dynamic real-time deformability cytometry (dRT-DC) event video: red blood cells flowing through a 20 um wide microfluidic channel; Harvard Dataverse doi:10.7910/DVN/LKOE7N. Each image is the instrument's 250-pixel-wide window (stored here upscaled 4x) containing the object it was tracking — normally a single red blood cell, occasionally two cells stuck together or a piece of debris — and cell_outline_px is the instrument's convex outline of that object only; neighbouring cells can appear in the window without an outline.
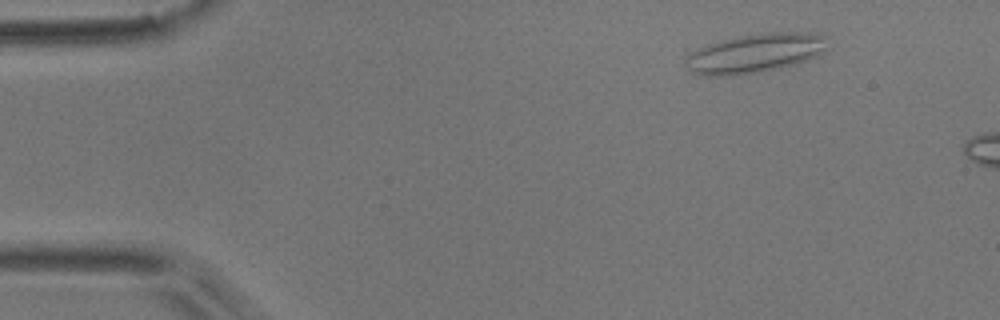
{"species": "common noctule bat (a hibernating species)", "species_latin": "Nyctalus noctula", "temperature_condition": "room temperature", "stored_images_in_passage": 3, "camera_frame_rate_fps": 3000, "um_per_image_px": 0.085, "animal": {"sex": "male", "body_mass_g": 17.9}, "frame": {"image": 1, "passage_image": 2, "time_ms": 0.333, "image_size_px": [1000, 320], "cell_outline_px": [[832, 48], [808, 60], [796, 64], [780, 68], [760, 72], [728, 76], [700, 76], [692, 72], [684, 64], [684, 48], [720, 40], [760, 32], [820, 32], [828, 36]], "centroid_in_image_um": [64.14, 4.5], "position_along_channel_um": 20.9, "area_um2": 34.28}}